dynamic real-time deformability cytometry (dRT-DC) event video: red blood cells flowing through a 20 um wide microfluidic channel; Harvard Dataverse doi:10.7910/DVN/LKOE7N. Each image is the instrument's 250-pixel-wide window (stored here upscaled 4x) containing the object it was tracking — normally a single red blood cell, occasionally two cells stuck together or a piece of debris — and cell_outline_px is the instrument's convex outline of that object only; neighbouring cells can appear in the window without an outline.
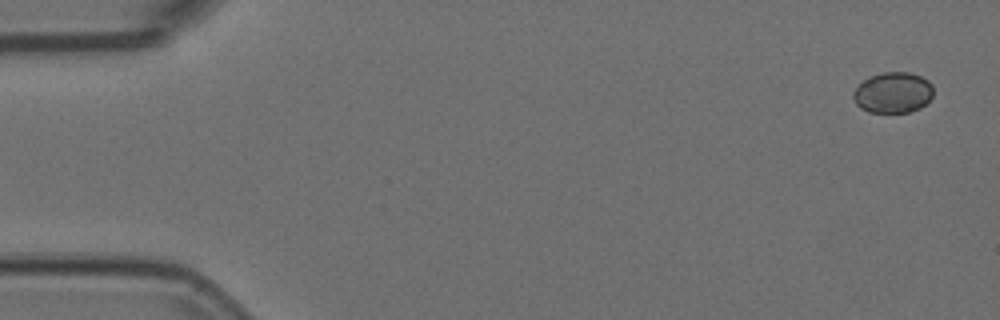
{"species": "Egyptian fruit bat (a non-hibernating species)", "species_latin": "Rousettus aegyptiacus", "temperature_condition": "room temperature", "stored_images_in_passage": 5, "camera_frame_rate_fps": 3000, "um_per_image_px": 0.085, "animal": {"sex": "female"}, "frame": {"image": 1, "passage_image": 1, "time_ms": 0.0, "image_size_px": [1000, 320], "cell_outline_px": [[932, 96], [920, 108], [908, 112], [868, 112], [860, 108], [856, 104], [852, 96], [852, 92], [868, 76], [884, 72], [908, 72], [920, 76], [928, 80], [932, 84]], "centroid_in_image_um": [75.88, 7.87], "position_along_channel_um": 9.1, "area_um2": 19.02}}
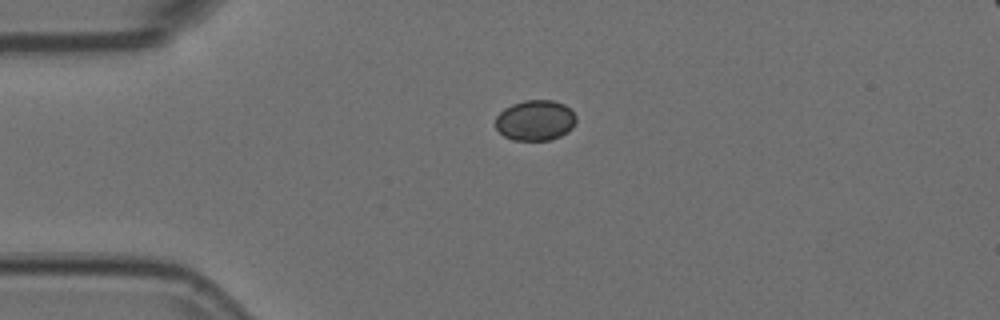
{"frame": {"image": 2, "passage_image": 4, "time_ms": 1.0, "image_size_px": [1000, 320], "cell_outline_px": [[576, 120], [572, 128], [568, 132], [560, 136], [548, 140], [512, 140], [504, 136], [496, 128], [496, 116], [504, 108], [512, 104], [524, 100], [552, 100], [564, 104], [576, 116]], "centroid_in_image_um": [45.49, 10.23], "position_along_channel_um": 39.5, "area_um2": 19.02}}